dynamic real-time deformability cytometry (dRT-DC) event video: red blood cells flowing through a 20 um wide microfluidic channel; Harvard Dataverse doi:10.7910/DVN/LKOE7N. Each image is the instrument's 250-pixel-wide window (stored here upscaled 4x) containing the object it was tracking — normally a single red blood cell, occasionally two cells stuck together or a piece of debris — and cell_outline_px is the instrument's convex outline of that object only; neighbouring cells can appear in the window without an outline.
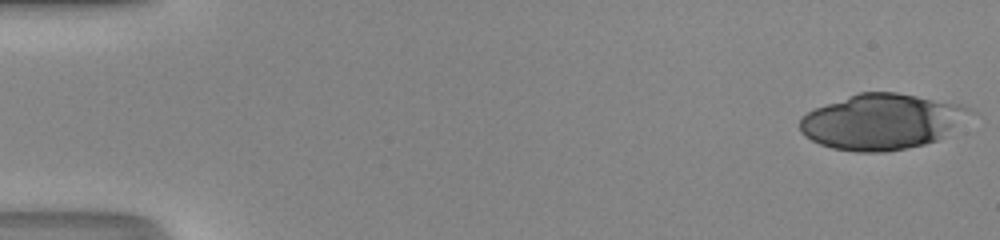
{"species": "human", "species_latin": "Homo sapiens", "temperature_condition": "room temperature", "stored_images_in_passage": 21, "camera_frame_rate_fps": 3000, "um_per_image_px": 0.085, "donor": {"sex": "male"}, "frame": {"image": 1, "passage_image": 1, "time_ms": 0.0, "image_size_px": [1000, 240], "cell_outline_px": [[968, 108], [936, 140], [924, 144], [884, 152], [856, 152], [832, 148], [820, 144], [812, 140], [800, 132], [800, 120], [808, 112], [816, 108], [860, 92], [896, 92], [964, 104]], "centroid_in_image_um": [74.79, 10.34], "position_along_channel_um": 10.2, "area_um2": 53.18}}